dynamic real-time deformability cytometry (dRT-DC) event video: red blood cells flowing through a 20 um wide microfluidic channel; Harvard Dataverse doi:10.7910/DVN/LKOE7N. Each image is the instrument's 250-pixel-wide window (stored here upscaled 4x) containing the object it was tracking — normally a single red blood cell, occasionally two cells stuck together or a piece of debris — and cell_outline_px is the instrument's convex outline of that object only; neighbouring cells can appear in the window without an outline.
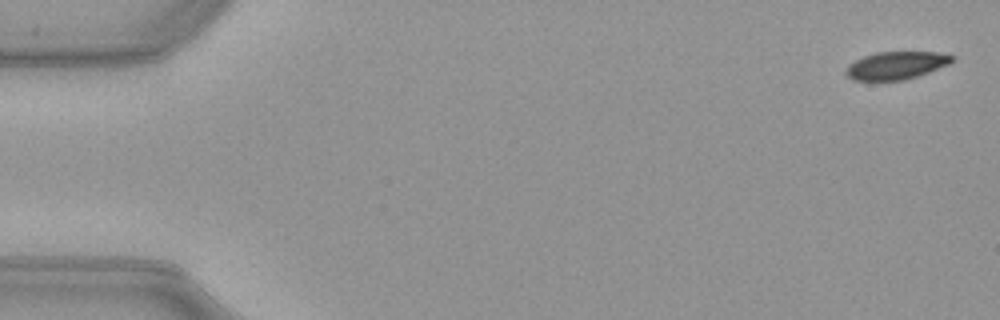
{"species": "common noctule bat (a hibernating species)", "species_latin": "Nyctalus noctula", "temperature_condition": "warm", "stored_images_in_passage": 49, "camera_frame_rate_fps": 3000, "um_per_image_px": 0.085, "animal": {"sex": "female", "body_mass_g": 21.9}, "frame": {"image": 1, "passage_image": 1, "time_ms": 0.0, "image_size_px": [1000, 320], "cell_outline_px": [[952, 60], [948, 64], [928, 72], [904, 80], [852, 80], [844, 72], [848, 64], [864, 56], [876, 52], [936, 52], [952, 56]], "centroid_in_image_um": [76.11, 5.56], "position_along_channel_um": 8.9, "area_um2": 16.88}}
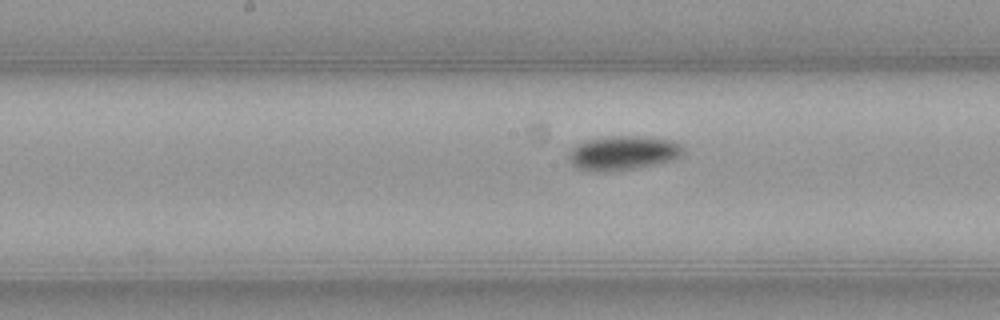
{"frame": {"image": 2, "passage_image": 26, "time_ms": 8.333, "image_size_px": [1000, 320], "cell_outline_px": [[684, 152], [680, 156], [672, 160], [636, 168], [604, 172], [592, 172], [576, 168], [568, 160], [568, 152], [576, 144], [584, 140], [608, 136], [636, 136], [672, 140], [684, 144]], "centroid_in_image_um": [52.92, 13.0], "position_along_channel_um": 195.3, "area_um2": 23.18}}
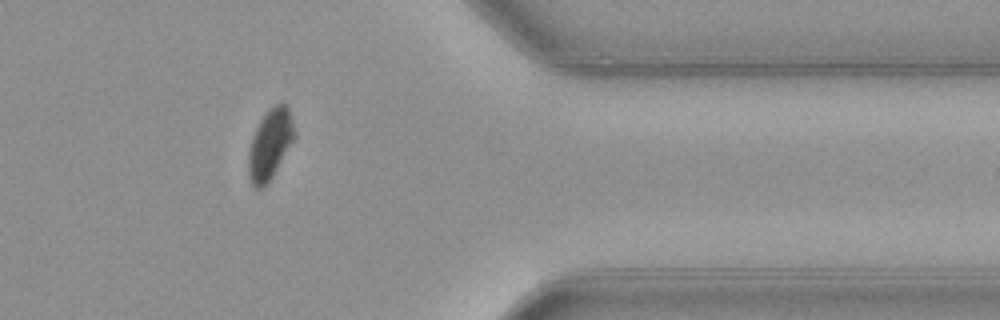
{"frame": {"image": 3, "passage_image": 42, "time_ms": 13.667, "image_size_px": [1000, 320], "cell_outline_px": [[296, 136], [272, 176], [264, 188], [256, 188], [252, 184], [248, 176], [248, 152], [252, 136], [260, 120], [268, 108], [276, 104], [284, 104], [288, 108], [296, 132]], "centroid_in_image_um": [22.94, 12.26], "position_along_channel_um": 388.5, "area_um2": 18.73}}